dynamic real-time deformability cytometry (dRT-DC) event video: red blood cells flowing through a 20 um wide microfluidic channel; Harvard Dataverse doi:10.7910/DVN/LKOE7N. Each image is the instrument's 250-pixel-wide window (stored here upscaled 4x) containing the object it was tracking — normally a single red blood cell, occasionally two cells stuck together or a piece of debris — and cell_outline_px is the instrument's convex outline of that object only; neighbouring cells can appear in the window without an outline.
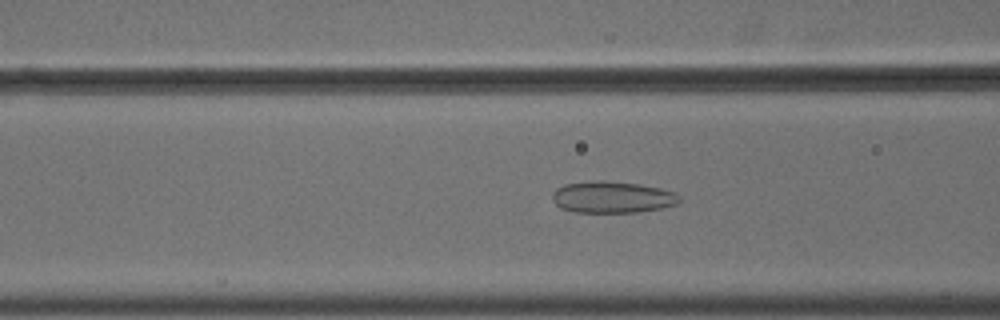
{"species": "common noctule bat (a hibernating species)", "species_latin": "Nyctalus noctula", "temperature_condition": "cold", "stored_images_in_passage": 56, "camera_frame_rate_fps": 3000, "um_per_image_px": 0.085, "animal": {"sex": "male", "body_mass_g": 18.8}, "frame": {"image": 1, "passage_image": 23, "time_ms": 7.333, "image_size_px": [1000, 320], "cell_outline_px": [[680, 200], [676, 204], [660, 208], [640, 212], [572, 212], [560, 208], [552, 200], [552, 192], [556, 188], [564, 184], [596, 180], [600, 180], [640, 184], [660, 188], [676, 192], [680, 196]], "centroid_in_image_um": [52.02, 16.75], "position_along_channel_um": 114.6, "area_um2": 23.58}}
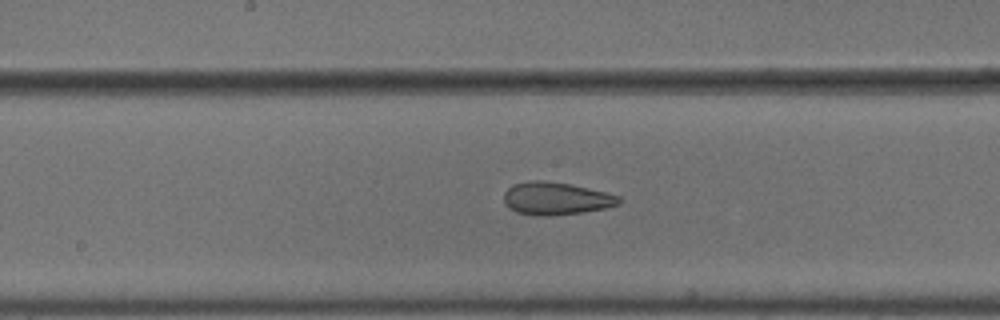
{"frame": {"image": 2, "passage_image": 30, "time_ms": 9.667, "image_size_px": [1000, 320], "cell_outline_px": [[620, 204], [604, 208], [580, 212], [548, 216], [536, 216], [516, 212], [504, 204], [504, 192], [512, 184], [532, 180], [540, 180], [568, 184], [588, 188], [620, 196]], "centroid_in_image_um": [47.21, 16.87], "position_along_channel_um": 201.0, "area_um2": 21.73}}
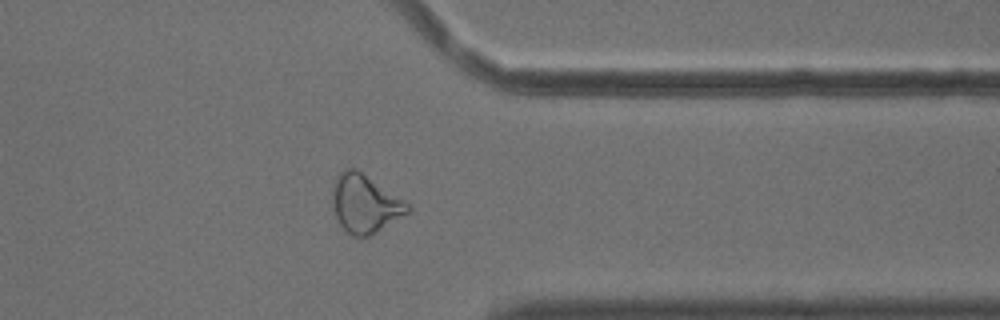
{"frame": {"image": 3, "passage_image": 45, "time_ms": 14.667, "image_size_px": [1000, 320], "cell_outline_px": [[412, 208], [408, 212], [364, 240], [352, 236], [336, 220], [332, 208], [332, 188], [336, 176], [344, 168], [352, 168], [360, 172], [404, 200]], "centroid_in_image_um": [30.97, 17.35], "position_along_channel_um": 380.4, "area_um2": 25.43}, "authors_computed_cell_mechanics": {"area_um2": 26.588, "velocity_mm_per_s": 3.677, "shape_relaxation_time_tau1_ms": null, "shape_relaxation_time_tau2_ms": 2.8061, "deformation_change_tau1": null, "deformation_change_tau2": 0.1155}}